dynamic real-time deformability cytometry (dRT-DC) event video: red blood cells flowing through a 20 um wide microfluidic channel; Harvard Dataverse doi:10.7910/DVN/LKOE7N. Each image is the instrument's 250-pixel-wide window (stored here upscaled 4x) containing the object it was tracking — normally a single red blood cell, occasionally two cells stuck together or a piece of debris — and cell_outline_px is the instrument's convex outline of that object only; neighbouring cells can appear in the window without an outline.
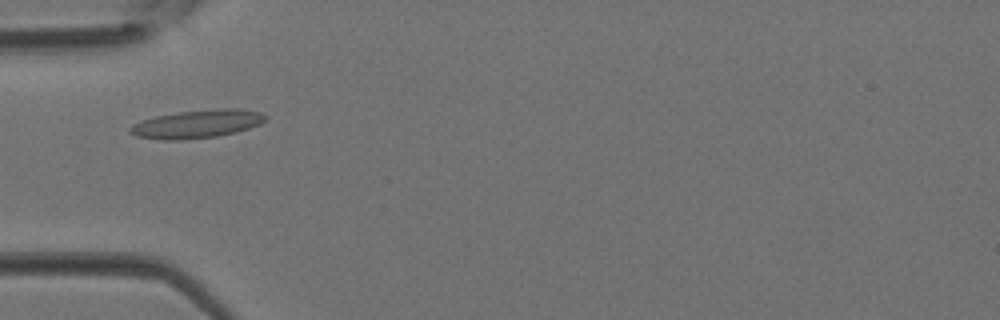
{"species": "Egyptian fruit bat (a non-hibernating species)", "species_latin": "Rousettus aegyptiacus", "temperature_condition": "room temperature", "stored_images_in_passage": 2, "camera_frame_rate_fps": 3000, "um_per_image_px": 0.085, "animal": {"sex": "female"}, "frame": {"image": 1, "passage_image": 2, "time_ms": 0.333, "image_size_px": [1000, 320], "cell_outline_px": [[268, 116], [260, 124], [236, 132], [216, 136], [180, 140], [164, 140], [136, 136], [128, 132], [128, 128], [132, 124], [156, 116], [180, 112], [220, 108], [240, 108], [260, 112]], "centroid_in_image_um": [16.75, 10.53], "position_along_channel_um": 68.2, "area_um2": 22.14}}